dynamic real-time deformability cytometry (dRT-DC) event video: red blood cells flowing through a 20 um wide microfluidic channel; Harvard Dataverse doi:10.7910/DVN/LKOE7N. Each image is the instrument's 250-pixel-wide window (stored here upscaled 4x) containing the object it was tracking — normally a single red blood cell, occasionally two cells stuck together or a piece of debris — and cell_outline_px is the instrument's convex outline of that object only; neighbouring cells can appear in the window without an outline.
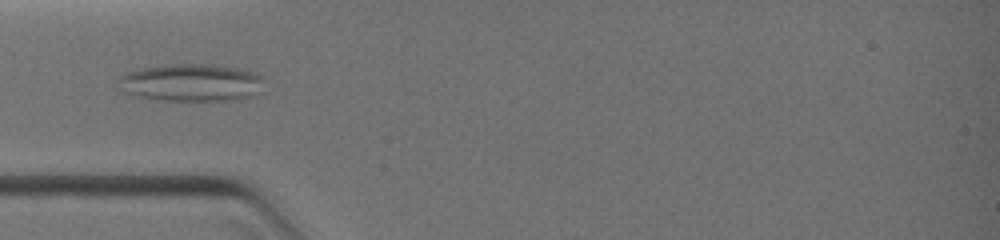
{"species": "common noctule bat (a hibernating species)", "species_latin": "Nyctalus noctula", "temperature_condition": "warm", "stored_images_in_passage": 59, "camera_frame_rate_fps": 3000, "um_per_image_px": 0.085, "animal": {"sex": "female", "body_mass_g": 19.0, "forearm_length_mm": 51.5}, "frame": {"image": 1, "passage_image": 16, "time_ms": 3.667, "image_size_px": [1000, 240], "cell_outline_px": [[264, 76], [248, 96], [220, 100], [160, 100], [136, 96], [124, 92], [120, 80], [120, 76], [124, 72], [144, 68], [168, 64], [216, 64], [240, 68]], "centroid_in_image_um": [16.15, 6.99], "position_along_channel_um": 68.9, "area_um2": 30.92}}
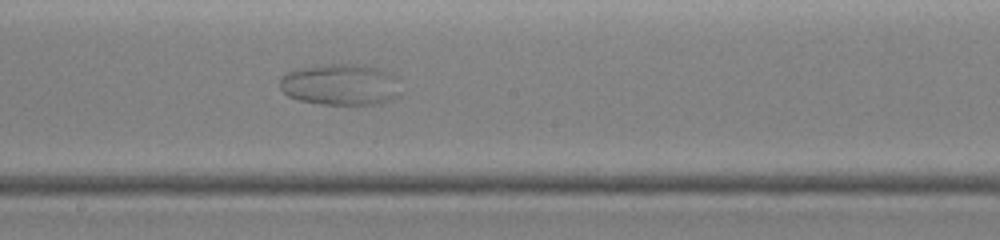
{"frame": {"image": 2, "passage_image": 35, "time_ms": 6.667, "image_size_px": [1000, 240], "cell_outline_px": [[400, 96], [384, 104], [320, 104], [300, 100], [288, 96], [280, 88], [280, 76], [296, 68], [320, 64], [364, 64], [380, 68], [392, 72], [396, 76], [400, 92]], "centroid_in_image_um": [28.98, 7.17], "position_along_channel_um": 219.2, "area_um2": 29.82}}
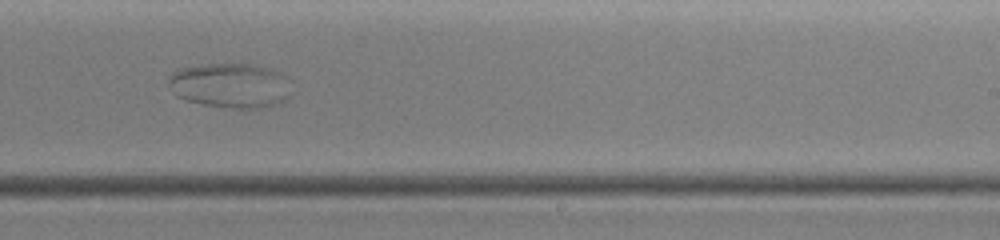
{"frame": {"image": 3, "passage_image": 39, "time_ms": 7.667, "image_size_px": [1000, 240], "cell_outline_px": [[292, 96], [276, 104], [260, 108], [232, 108], [200, 104], [184, 100], [176, 96], [172, 92], [168, 84], [168, 76], [172, 72], [180, 68], [204, 64], [256, 64], [272, 68], [284, 72], [292, 80]], "centroid_in_image_um": [19.65, 7.25], "position_along_channel_um": 269.4, "area_um2": 33.12}}